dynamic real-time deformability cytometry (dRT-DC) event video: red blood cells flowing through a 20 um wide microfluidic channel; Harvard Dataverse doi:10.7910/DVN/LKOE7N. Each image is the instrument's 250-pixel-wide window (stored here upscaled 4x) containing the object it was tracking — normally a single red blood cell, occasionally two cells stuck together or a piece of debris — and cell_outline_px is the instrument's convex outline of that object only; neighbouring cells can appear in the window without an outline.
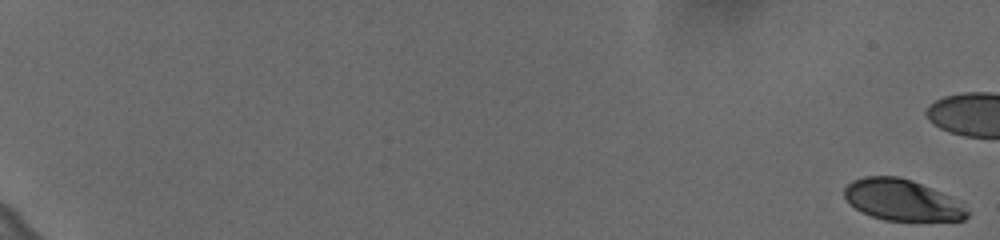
{"species": "human", "species_latin": "Homo sapiens", "temperature_condition": "cold", "stored_images_in_passage": 20, "camera_frame_rate_fps": 3000, "um_per_image_px": 0.085, "donor": {"sex": "female"}, "frame": {"image": 1, "passage_image": 1, "time_ms": 0.0, "image_size_px": [1000, 240], "cell_outline_px": [[968, 216], [964, 220], [884, 220], [872, 216], [856, 208], [844, 196], [844, 188], [852, 180], [864, 176], [896, 176], [912, 180], [932, 188], [960, 200], [968, 212]], "centroid_in_image_um": [76.7, 16.99], "position_along_channel_um": 8.3, "area_um2": 29.3}}